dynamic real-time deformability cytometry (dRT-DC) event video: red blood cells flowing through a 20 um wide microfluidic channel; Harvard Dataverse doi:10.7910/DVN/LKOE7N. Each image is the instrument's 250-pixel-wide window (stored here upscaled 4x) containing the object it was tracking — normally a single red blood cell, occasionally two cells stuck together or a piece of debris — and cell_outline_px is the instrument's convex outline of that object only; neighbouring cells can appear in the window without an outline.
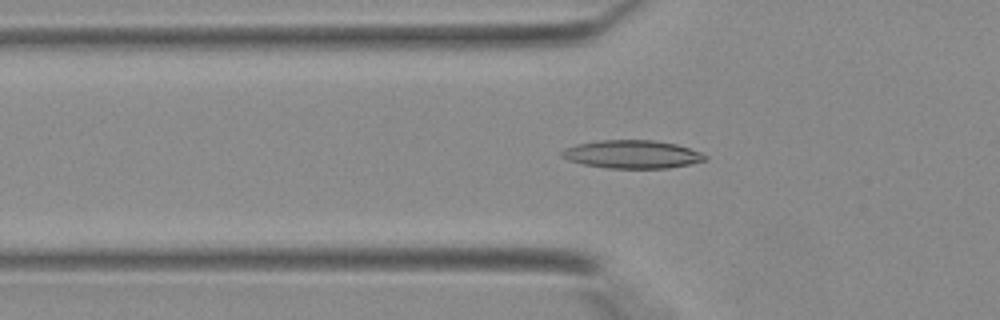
{"species": "Egyptian fruit bat (a non-hibernating species)", "species_latin": "Rousettus aegyptiacus", "temperature_condition": "warm", "stored_images_in_passage": 42, "camera_frame_rate_fps": 3000, "um_per_image_px": 0.085, "animal": {"sex": "female"}, "frame": {"image": 1, "passage_image": 15, "time_ms": 4.667, "image_size_px": [1000, 320], "cell_outline_px": [[708, 160], [692, 164], [668, 168], [608, 168], [584, 164], [568, 160], [560, 156], [560, 152], [564, 148], [576, 144], [600, 140], [652, 140], [676, 144], [700, 152], [708, 156]], "centroid_in_image_um": [53.74, 13.12], "position_along_channel_um": 72.1, "area_um2": 23.58}}
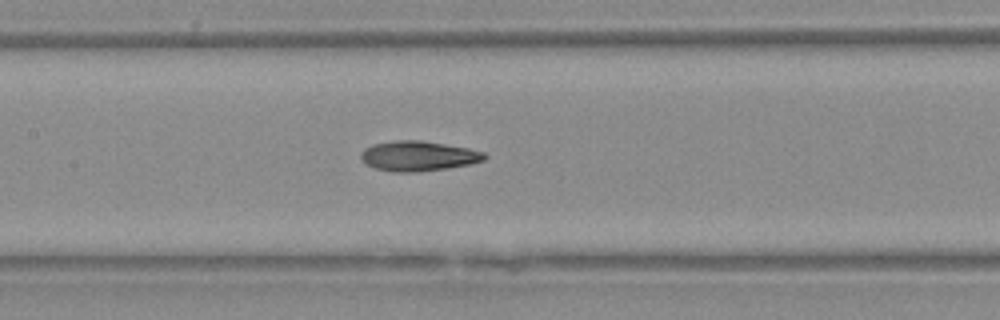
{"frame": {"image": 2, "passage_image": 21, "time_ms": 6.667, "image_size_px": [1000, 320], "cell_outline_px": [[488, 156], [484, 160], [468, 164], [448, 168], [416, 172], [392, 172], [376, 168], [368, 164], [360, 156], [360, 152], [364, 148], [372, 144], [396, 140], [420, 140], [468, 148], [484, 152]], "centroid_in_image_um": [35.55, 13.25], "position_along_channel_um": 171.9, "area_um2": 21.5}}
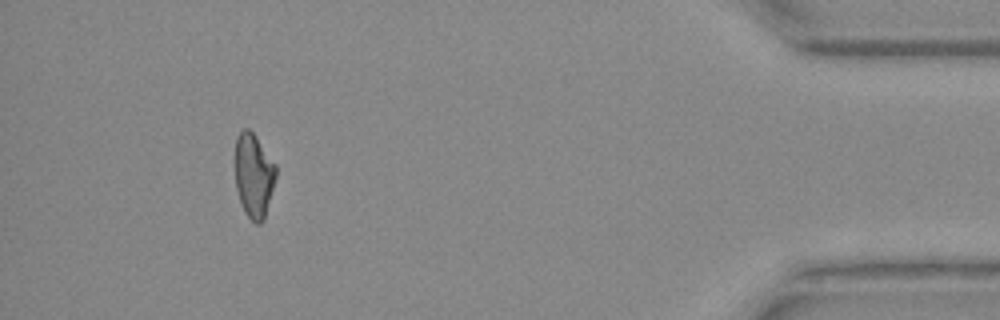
{"frame": {"image": 3, "passage_image": 39, "time_ms": 12.667, "image_size_px": [1000, 320], "cell_outline_px": [[276, 176], [264, 220], [260, 224], [256, 224], [244, 212], [236, 188], [236, 136], [244, 128], [248, 128], [256, 136], [276, 164]], "centroid_in_image_um": [21.58, 14.91], "position_along_channel_um": 413.6, "area_um2": 19.88}}